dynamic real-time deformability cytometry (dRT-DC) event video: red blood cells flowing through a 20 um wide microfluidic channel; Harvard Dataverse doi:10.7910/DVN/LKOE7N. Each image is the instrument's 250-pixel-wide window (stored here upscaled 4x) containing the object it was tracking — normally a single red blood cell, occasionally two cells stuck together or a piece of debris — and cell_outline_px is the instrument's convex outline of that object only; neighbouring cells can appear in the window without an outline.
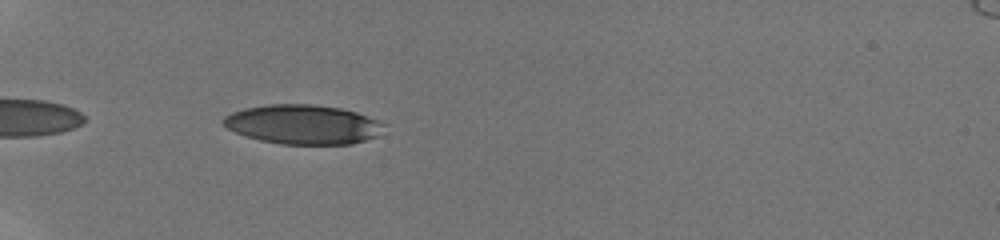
{"species": "human", "species_latin": "Homo sapiens", "temperature_condition": "room temperature", "stored_images_in_passage": 8, "camera_frame_rate_fps": 3000, "um_per_image_px": 0.085, "donor": {"sex": "male"}, "frame": {"image": 1, "passage_image": 2, "time_ms": 0.333, "image_size_px": [1000, 240], "cell_outline_px": [[388, 124], [376, 136], [352, 144], [280, 144], [260, 140], [244, 136], [228, 128], [224, 124], [224, 116], [232, 112], [244, 108], [268, 104], [312, 104], [340, 108], [356, 112]], "centroid_in_image_um": [25.76, 10.57], "position_along_channel_um": 59.2, "area_um2": 36.82}}
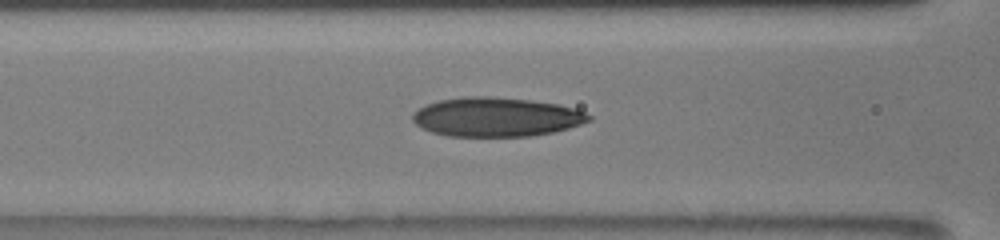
{"frame": {"image": 2, "passage_image": 7, "time_ms": 2.667, "image_size_px": [1000, 240], "cell_outline_px": [[592, 120], [568, 128], [552, 132], [528, 136], [448, 136], [432, 132], [420, 128], [412, 120], [412, 112], [428, 104], [440, 100], [464, 96], [488, 96], [528, 100], [560, 104], [584, 112], [592, 116]], "centroid_in_image_um": [42.16, 9.94], "position_along_channel_um": 124.4, "area_um2": 40.11}}